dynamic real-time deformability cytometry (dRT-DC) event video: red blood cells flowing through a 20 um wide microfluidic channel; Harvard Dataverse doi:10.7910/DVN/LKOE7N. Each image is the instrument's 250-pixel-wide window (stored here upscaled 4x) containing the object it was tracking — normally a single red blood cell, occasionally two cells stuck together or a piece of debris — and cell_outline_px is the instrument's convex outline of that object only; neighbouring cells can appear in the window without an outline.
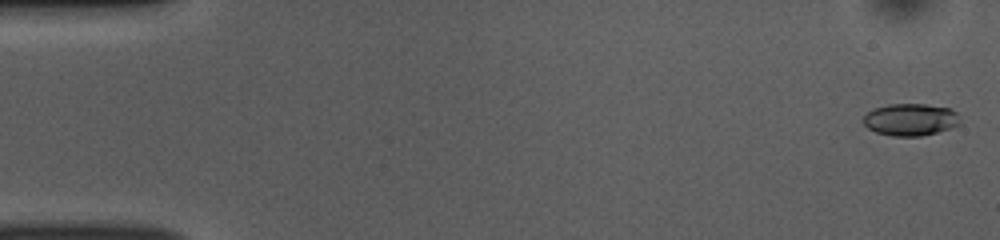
{"species": "common noctule bat (a hibernating species)", "species_latin": "Nyctalus noctula", "temperature_condition": "room temperature", "stored_images_in_passage": 52, "camera_frame_rate_fps": 3000, "um_per_image_px": 0.085, "animal": {"sex": "female", "body_mass_g": 10.0, "forearm_length_mm": 53.1}, "frame": {"image": 1, "passage_image": 1, "time_ms": 0.0, "image_size_px": [1000, 240], "cell_outline_px": [[960, 124], [936, 132], [920, 136], [892, 136], [876, 132], [868, 128], [864, 124], [864, 116], [868, 112], [876, 108], [888, 104], [924, 104], [948, 108], [956, 112]], "centroid_in_image_um": [77.37, 10.16], "position_along_channel_um": 7.6, "area_um2": 17.8}}
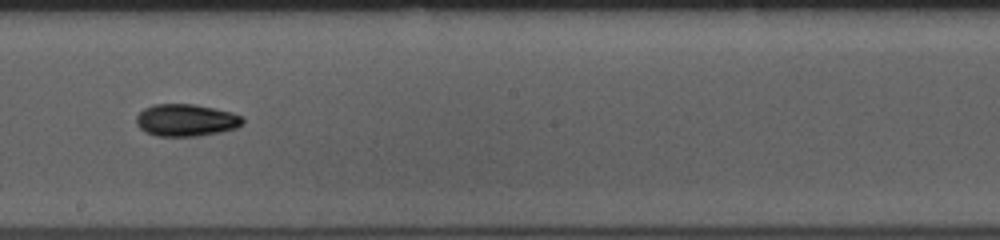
{"frame": {"image": 2, "passage_image": 29, "time_ms": 9.333, "image_size_px": [1000, 240], "cell_outline_px": [[244, 124], [236, 128], [220, 132], [196, 136], [156, 136], [144, 132], [136, 124], [136, 116], [144, 108], [152, 104], [196, 104], [232, 112], [244, 116]], "centroid_in_image_um": [15.82, 10.21], "position_along_channel_um": 232.4, "area_um2": 20.23}}
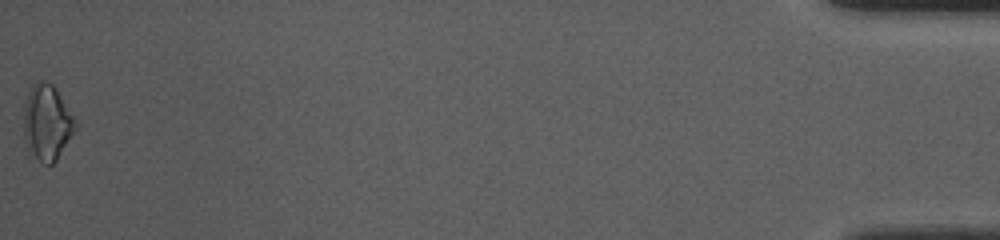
{"frame": {"image": 3, "passage_image": 52, "time_ms": 17.0, "image_size_px": [1000, 240], "cell_outline_px": [[76, 128], [56, 160], [52, 164], [48, 164], [28, 156], [24, 136], [24, 104], [28, 92], [32, 84], [36, 80], [44, 80], [52, 84], [56, 88], [72, 116], [76, 124]], "centroid_in_image_um": [3.94, 10.41], "position_along_channel_um": 431.3, "area_um2": 22.72}, "authors_computed_cell_mechanics": {"area_um2": 18.6405, "velocity_mm_per_s": 3.8516, "shape_relaxation_time_tau1_ms": 4.9376, "shape_relaxation_time_tau2_ms": 4.687, "deformation_change_tau1": 0.1258, "deformation_change_tau2": 0.1055}}